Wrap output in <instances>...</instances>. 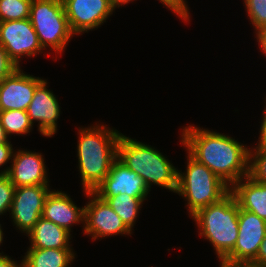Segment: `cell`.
<instances>
[{
  "label": "cell",
  "mask_w": 266,
  "mask_h": 267,
  "mask_svg": "<svg viewBox=\"0 0 266 267\" xmlns=\"http://www.w3.org/2000/svg\"><path fill=\"white\" fill-rule=\"evenodd\" d=\"M256 39L259 44L260 50H262V54L266 55V25L261 27L259 30L255 32Z\"/></svg>",
  "instance_id": "obj_30"
},
{
  "label": "cell",
  "mask_w": 266,
  "mask_h": 267,
  "mask_svg": "<svg viewBox=\"0 0 266 267\" xmlns=\"http://www.w3.org/2000/svg\"><path fill=\"white\" fill-rule=\"evenodd\" d=\"M29 19L40 45L46 51L50 47L61 55L71 37L75 36L69 26L62 0H32Z\"/></svg>",
  "instance_id": "obj_6"
},
{
  "label": "cell",
  "mask_w": 266,
  "mask_h": 267,
  "mask_svg": "<svg viewBox=\"0 0 266 267\" xmlns=\"http://www.w3.org/2000/svg\"><path fill=\"white\" fill-rule=\"evenodd\" d=\"M27 235L31 244L28 248L65 249L72 247L71 233L43 217H40Z\"/></svg>",
  "instance_id": "obj_18"
},
{
  "label": "cell",
  "mask_w": 266,
  "mask_h": 267,
  "mask_svg": "<svg viewBox=\"0 0 266 267\" xmlns=\"http://www.w3.org/2000/svg\"><path fill=\"white\" fill-rule=\"evenodd\" d=\"M47 80H43L35 89L33 98L27 108L29 120L34 125L38 122V131L45 137H52L57 132V120L60 117L59 100L48 89Z\"/></svg>",
  "instance_id": "obj_15"
},
{
  "label": "cell",
  "mask_w": 266,
  "mask_h": 267,
  "mask_svg": "<svg viewBox=\"0 0 266 267\" xmlns=\"http://www.w3.org/2000/svg\"><path fill=\"white\" fill-rule=\"evenodd\" d=\"M32 0H0V22L30 17Z\"/></svg>",
  "instance_id": "obj_22"
},
{
  "label": "cell",
  "mask_w": 266,
  "mask_h": 267,
  "mask_svg": "<svg viewBox=\"0 0 266 267\" xmlns=\"http://www.w3.org/2000/svg\"><path fill=\"white\" fill-rule=\"evenodd\" d=\"M220 267H266L261 264L254 263L252 261L248 262H220Z\"/></svg>",
  "instance_id": "obj_32"
},
{
  "label": "cell",
  "mask_w": 266,
  "mask_h": 267,
  "mask_svg": "<svg viewBox=\"0 0 266 267\" xmlns=\"http://www.w3.org/2000/svg\"><path fill=\"white\" fill-rule=\"evenodd\" d=\"M64 191L51 190L45 198L41 217L68 230L75 224H84V208L78 207Z\"/></svg>",
  "instance_id": "obj_16"
},
{
  "label": "cell",
  "mask_w": 266,
  "mask_h": 267,
  "mask_svg": "<svg viewBox=\"0 0 266 267\" xmlns=\"http://www.w3.org/2000/svg\"><path fill=\"white\" fill-rule=\"evenodd\" d=\"M75 255L73 247L65 249L28 248L22 262L23 267H70Z\"/></svg>",
  "instance_id": "obj_19"
},
{
  "label": "cell",
  "mask_w": 266,
  "mask_h": 267,
  "mask_svg": "<svg viewBox=\"0 0 266 267\" xmlns=\"http://www.w3.org/2000/svg\"><path fill=\"white\" fill-rule=\"evenodd\" d=\"M106 201L125 225L132 231L146 197H133L128 194H119L115 197H99Z\"/></svg>",
  "instance_id": "obj_20"
},
{
  "label": "cell",
  "mask_w": 266,
  "mask_h": 267,
  "mask_svg": "<svg viewBox=\"0 0 266 267\" xmlns=\"http://www.w3.org/2000/svg\"><path fill=\"white\" fill-rule=\"evenodd\" d=\"M14 151L11 141L0 144V168L12 160Z\"/></svg>",
  "instance_id": "obj_28"
},
{
  "label": "cell",
  "mask_w": 266,
  "mask_h": 267,
  "mask_svg": "<svg viewBox=\"0 0 266 267\" xmlns=\"http://www.w3.org/2000/svg\"><path fill=\"white\" fill-rule=\"evenodd\" d=\"M49 185H32L16 187L9 214L22 233L26 235L33 229L40 219L45 198L52 189Z\"/></svg>",
  "instance_id": "obj_9"
},
{
  "label": "cell",
  "mask_w": 266,
  "mask_h": 267,
  "mask_svg": "<svg viewBox=\"0 0 266 267\" xmlns=\"http://www.w3.org/2000/svg\"><path fill=\"white\" fill-rule=\"evenodd\" d=\"M262 119L263 120H261L262 122H261L260 131H259L260 135H259L258 143H257V145H255L256 147L254 146V148H250V149H258V150H265L266 151V105L264 106V112H263V118Z\"/></svg>",
  "instance_id": "obj_29"
},
{
  "label": "cell",
  "mask_w": 266,
  "mask_h": 267,
  "mask_svg": "<svg viewBox=\"0 0 266 267\" xmlns=\"http://www.w3.org/2000/svg\"><path fill=\"white\" fill-rule=\"evenodd\" d=\"M252 262L266 266V235L260 244L256 258Z\"/></svg>",
  "instance_id": "obj_31"
},
{
  "label": "cell",
  "mask_w": 266,
  "mask_h": 267,
  "mask_svg": "<svg viewBox=\"0 0 266 267\" xmlns=\"http://www.w3.org/2000/svg\"><path fill=\"white\" fill-rule=\"evenodd\" d=\"M78 131V171L83 192H93L117 159V146L122 133L97 123L90 127H79Z\"/></svg>",
  "instance_id": "obj_2"
},
{
  "label": "cell",
  "mask_w": 266,
  "mask_h": 267,
  "mask_svg": "<svg viewBox=\"0 0 266 267\" xmlns=\"http://www.w3.org/2000/svg\"><path fill=\"white\" fill-rule=\"evenodd\" d=\"M23 72L16 68L0 82V111L27 110L36 87L44 79Z\"/></svg>",
  "instance_id": "obj_13"
},
{
  "label": "cell",
  "mask_w": 266,
  "mask_h": 267,
  "mask_svg": "<svg viewBox=\"0 0 266 267\" xmlns=\"http://www.w3.org/2000/svg\"><path fill=\"white\" fill-rule=\"evenodd\" d=\"M150 191L140 176L116 159L112 163L108 175L93 193L98 197H115L119 194L147 197Z\"/></svg>",
  "instance_id": "obj_14"
},
{
  "label": "cell",
  "mask_w": 266,
  "mask_h": 267,
  "mask_svg": "<svg viewBox=\"0 0 266 267\" xmlns=\"http://www.w3.org/2000/svg\"><path fill=\"white\" fill-rule=\"evenodd\" d=\"M266 235V221L239 208L238 238L232 252L222 262L253 261Z\"/></svg>",
  "instance_id": "obj_10"
},
{
  "label": "cell",
  "mask_w": 266,
  "mask_h": 267,
  "mask_svg": "<svg viewBox=\"0 0 266 267\" xmlns=\"http://www.w3.org/2000/svg\"><path fill=\"white\" fill-rule=\"evenodd\" d=\"M0 267H23V262L18 264L14 259L7 255H0Z\"/></svg>",
  "instance_id": "obj_33"
},
{
  "label": "cell",
  "mask_w": 266,
  "mask_h": 267,
  "mask_svg": "<svg viewBox=\"0 0 266 267\" xmlns=\"http://www.w3.org/2000/svg\"><path fill=\"white\" fill-rule=\"evenodd\" d=\"M239 208L235 196L229 192L219 202L201 208L191 216L200 230L199 235L213 245L220 262L236 244Z\"/></svg>",
  "instance_id": "obj_4"
},
{
  "label": "cell",
  "mask_w": 266,
  "mask_h": 267,
  "mask_svg": "<svg viewBox=\"0 0 266 267\" xmlns=\"http://www.w3.org/2000/svg\"><path fill=\"white\" fill-rule=\"evenodd\" d=\"M255 32L266 25V0H243Z\"/></svg>",
  "instance_id": "obj_24"
},
{
  "label": "cell",
  "mask_w": 266,
  "mask_h": 267,
  "mask_svg": "<svg viewBox=\"0 0 266 267\" xmlns=\"http://www.w3.org/2000/svg\"><path fill=\"white\" fill-rule=\"evenodd\" d=\"M16 68L17 66L9 59L5 49L0 45V82Z\"/></svg>",
  "instance_id": "obj_27"
},
{
  "label": "cell",
  "mask_w": 266,
  "mask_h": 267,
  "mask_svg": "<svg viewBox=\"0 0 266 267\" xmlns=\"http://www.w3.org/2000/svg\"><path fill=\"white\" fill-rule=\"evenodd\" d=\"M15 188L7 175L0 176V215L10 212Z\"/></svg>",
  "instance_id": "obj_25"
},
{
  "label": "cell",
  "mask_w": 266,
  "mask_h": 267,
  "mask_svg": "<svg viewBox=\"0 0 266 267\" xmlns=\"http://www.w3.org/2000/svg\"><path fill=\"white\" fill-rule=\"evenodd\" d=\"M230 192L241 209L256 214L266 221V184L258 183L248 175L236 182Z\"/></svg>",
  "instance_id": "obj_17"
},
{
  "label": "cell",
  "mask_w": 266,
  "mask_h": 267,
  "mask_svg": "<svg viewBox=\"0 0 266 267\" xmlns=\"http://www.w3.org/2000/svg\"><path fill=\"white\" fill-rule=\"evenodd\" d=\"M10 163L0 170V176L7 175L15 187L50 185L42 153L20 149L14 152Z\"/></svg>",
  "instance_id": "obj_12"
},
{
  "label": "cell",
  "mask_w": 266,
  "mask_h": 267,
  "mask_svg": "<svg viewBox=\"0 0 266 267\" xmlns=\"http://www.w3.org/2000/svg\"><path fill=\"white\" fill-rule=\"evenodd\" d=\"M180 143L230 188L249 172L250 148L229 135L189 125L181 130Z\"/></svg>",
  "instance_id": "obj_1"
},
{
  "label": "cell",
  "mask_w": 266,
  "mask_h": 267,
  "mask_svg": "<svg viewBox=\"0 0 266 267\" xmlns=\"http://www.w3.org/2000/svg\"><path fill=\"white\" fill-rule=\"evenodd\" d=\"M71 31L75 34L98 29L115 10L110 0H62Z\"/></svg>",
  "instance_id": "obj_11"
},
{
  "label": "cell",
  "mask_w": 266,
  "mask_h": 267,
  "mask_svg": "<svg viewBox=\"0 0 266 267\" xmlns=\"http://www.w3.org/2000/svg\"><path fill=\"white\" fill-rule=\"evenodd\" d=\"M248 176L258 183L266 184V151L249 150V172Z\"/></svg>",
  "instance_id": "obj_23"
},
{
  "label": "cell",
  "mask_w": 266,
  "mask_h": 267,
  "mask_svg": "<svg viewBox=\"0 0 266 267\" xmlns=\"http://www.w3.org/2000/svg\"><path fill=\"white\" fill-rule=\"evenodd\" d=\"M186 171L178 170V195L187 200L190 217L199 209L219 202L230 192V187L204 164L187 152Z\"/></svg>",
  "instance_id": "obj_5"
},
{
  "label": "cell",
  "mask_w": 266,
  "mask_h": 267,
  "mask_svg": "<svg viewBox=\"0 0 266 267\" xmlns=\"http://www.w3.org/2000/svg\"><path fill=\"white\" fill-rule=\"evenodd\" d=\"M84 194L89 197V202L84 205V234L91 236L92 240H98L133 233L106 201L93 192L85 191Z\"/></svg>",
  "instance_id": "obj_7"
},
{
  "label": "cell",
  "mask_w": 266,
  "mask_h": 267,
  "mask_svg": "<svg viewBox=\"0 0 266 267\" xmlns=\"http://www.w3.org/2000/svg\"><path fill=\"white\" fill-rule=\"evenodd\" d=\"M9 142V138L6 134V132L4 131V128L1 124V121H0V144L1 143H8Z\"/></svg>",
  "instance_id": "obj_34"
},
{
  "label": "cell",
  "mask_w": 266,
  "mask_h": 267,
  "mask_svg": "<svg viewBox=\"0 0 266 267\" xmlns=\"http://www.w3.org/2000/svg\"><path fill=\"white\" fill-rule=\"evenodd\" d=\"M0 45L17 68L21 67L22 57L30 58L44 51L29 18L0 22Z\"/></svg>",
  "instance_id": "obj_8"
},
{
  "label": "cell",
  "mask_w": 266,
  "mask_h": 267,
  "mask_svg": "<svg viewBox=\"0 0 266 267\" xmlns=\"http://www.w3.org/2000/svg\"><path fill=\"white\" fill-rule=\"evenodd\" d=\"M117 159L140 176L149 190L155 184L176 192L178 169L156 148L121 134Z\"/></svg>",
  "instance_id": "obj_3"
},
{
  "label": "cell",
  "mask_w": 266,
  "mask_h": 267,
  "mask_svg": "<svg viewBox=\"0 0 266 267\" xmlns=\"http://www.w3.org/2000/svg\"><path fill=\"white\" fill-rule=\"evenodd\" d=\"M0 121L4 128V131L9 138L13 134H29L33 127L32 123L29 120L27 111L24 110L0 111Z\"/></svg>",
  "instance_id": "obj_21"
},
{
  "label": "cell",
  "mask_w": 266,
  "mask_h": 267,
  "mask_svg": "<svg viewBox=\"0 0 266 267\" xmlns=\"http://www.w3.org/2000/svg\"><path fill=\"white\" fill-rule=\"evenodd\" d=\"M113 7L116 9L117 7L123 6L125 4H128L130 1H135V0H110Z\"/></svg>",
  "instance_id": "obj_35"
},
{
  "label": "cell",
  "mask_w": 266,
  "mask_h": 267,
  "mask_svg": "<svg viewBox=\"0 0 266 267\" xmlns=\"http://www.w3.org/2000/svg\"><path fill=\"white\" fill-rule=\"evenodd\" d=\"M183 21H190V11L185 0H159Z\"/></svg>",
  "instance_id": "obj_26"
},
{
  "label": "cell",
  "mask_w": 266,
  "mask_h": 267,
  "mask_svg": "<svg viewBox=\"0 0 266 267\" xmlns=\"http://www.w3.org/2000/svg\"><path fill=\"white\" fill-rule=\"evenodd\" d=\"M3 236H4V233H3V229L1 227V224H0V245L3 243ZM0 255H3L2 253H0Z\"/></svg>",
  "instance_id": "obj_36"
}]
</instances>
